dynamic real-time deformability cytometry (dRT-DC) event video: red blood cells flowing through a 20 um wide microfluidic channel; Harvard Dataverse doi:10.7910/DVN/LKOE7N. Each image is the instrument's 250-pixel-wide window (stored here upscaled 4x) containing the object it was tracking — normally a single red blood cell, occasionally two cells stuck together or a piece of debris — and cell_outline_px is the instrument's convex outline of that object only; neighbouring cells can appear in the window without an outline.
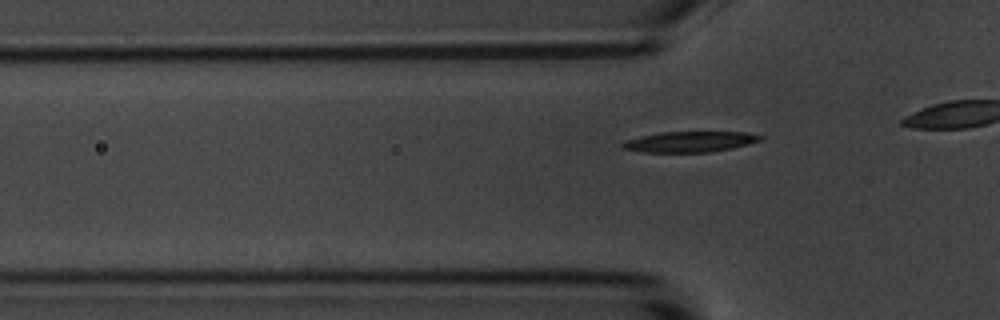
{"species": "common noctule bat (a hibernating species)", "species_latin": "Nyctalus noctula", "temperature_condition": "room temperature", "stored_images_in_passage": 5, "camera_frame_rate_fps": 3000, "um_per_image_px": 0.085, "animal": {"sex": "male", "body_mass_g": 20.1, "forearm_length_mm": 53.5}, "frame": {"image": 1, "passage_image": 5, "time_ms": 4.667, "image_size_px": [1000, 320], "cell_outline_px": [[764, 136], [760, 140], [748, 144], [732, 148], [708, 152], [640, 152], [624, 148], [620, 144], [624, 140], [660, 132], [744, 132]], "centroid_in_image_um": [58.61, 12.04], "position_along_channel_um": 67.2, "area_um2": 16.47}}